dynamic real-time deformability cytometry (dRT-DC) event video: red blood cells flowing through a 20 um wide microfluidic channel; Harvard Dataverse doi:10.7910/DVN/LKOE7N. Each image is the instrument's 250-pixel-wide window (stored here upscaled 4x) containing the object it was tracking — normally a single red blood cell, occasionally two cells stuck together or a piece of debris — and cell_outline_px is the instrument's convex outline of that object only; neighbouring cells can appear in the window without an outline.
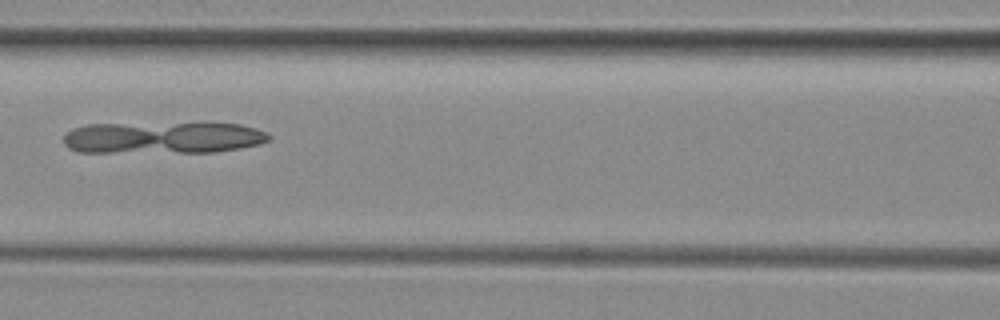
{"species": "common noctule bat (a hibernating species)", "species_latin": "Nyctalus noctula", "temperature_condition": "room temperature", "stored_images_in_passage": 7, "camera_frame_rate_fps": 3000, "um_per_image_px": 0.085, "animal": {"sex": "female", "body_mass_g": 29.2, "forearm_length_mm": 56.3}, "frame": {"image": 1, "passage_image": 7, "time_ms": 7.0, "image_size_px": [1000, 320], "cell_outline_px": [[272, 136], [268, 140], [260, 144], [240, 148], [216, 152], [76, 152], [68, 148], [64, 144], [64, 136], [72, 128], [88, 124], [240, 124], [256, 128]], "centroid_in_image_um": [13.82, 11.72], "position_along_channel_um": 152.8, "area_um2": 37.74}}